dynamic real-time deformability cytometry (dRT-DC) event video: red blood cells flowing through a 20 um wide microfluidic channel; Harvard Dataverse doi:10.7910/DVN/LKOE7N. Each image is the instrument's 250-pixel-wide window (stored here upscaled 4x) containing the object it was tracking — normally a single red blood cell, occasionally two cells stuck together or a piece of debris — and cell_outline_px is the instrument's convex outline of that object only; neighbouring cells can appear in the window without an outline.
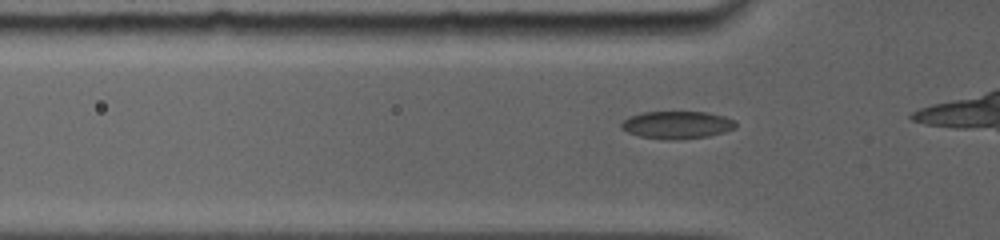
{"species": "common noctule bat (a hibernating species)", "species_latin": "Nyctalus noctula", "temperature_condition": "room temperature", "stored_images_in_passage": 8, "camera_frame_rate_fps": 5000, "um_per_image_px": 0.085, "animal": {"sex": "female", "body_mass_g": 19.0, "forearm_length_mm": 56.7}, "frame": {"image": 1, "passage_image": 3, "time_ms": 0.8, "image_size_px": [1000, 240], "cell_outline_px": [[736, 128], [724, 132], [708, 136], [680, 140], [668, 140], [640, 136], [628, 132], [620, 128], [620, 124], [628, 116], [644, 112], [708, 112], [724, 116], [736, 120]], "centroid_in_image_um": [57.56, 10.62], "position_along_channel_um": 68.2, "area_um2": 18.55}}
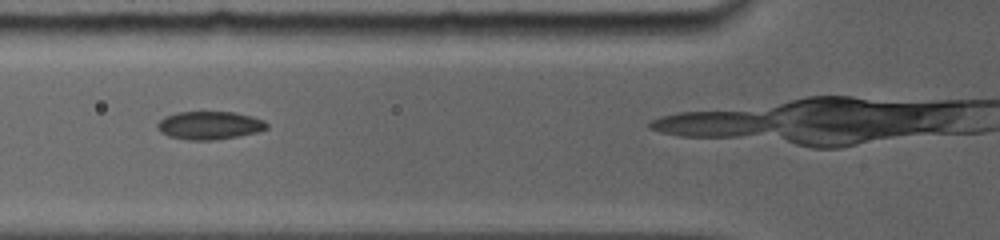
{"frame": {"image": 2, "passage_image": 5, "time_ms": 1.8, "image_size_px": [1000, 240], "cell_outline_px": [[268, 128], [256, 132], [240, 136], [216, 140], [188, 140], [168, 136], [160, 132], [156, 128], [156, 124], [164, 116], [176, 112], [236, 112], [252, 116], [264, 120], [268, 124]], "centroid_in_image_um": [17.79, 10.65], "position_along_channel_um": 108.0, "area_um2": 18.15}}